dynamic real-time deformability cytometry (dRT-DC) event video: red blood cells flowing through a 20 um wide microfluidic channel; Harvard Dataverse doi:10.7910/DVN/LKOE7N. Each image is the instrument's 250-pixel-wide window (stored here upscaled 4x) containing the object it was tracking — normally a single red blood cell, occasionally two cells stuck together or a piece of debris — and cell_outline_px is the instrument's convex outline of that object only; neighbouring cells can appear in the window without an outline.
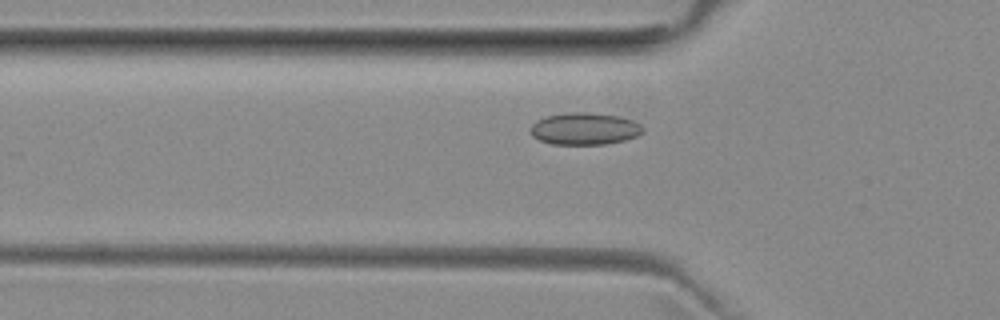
{"species": "common noctule bat (a hibernating species)", "species_latin": "Nyctalus noctula", "temperature_condition": "room temperature", "stored_images_in_passage": 43, "camera_frame_rate_fps": 3000, "um_per_image_px": 0.085, "animal": {"sex": "female", "body_mass_g": 29.2, "forearm_length_mm": 56.3}, "frame": {"image": 1, "passage_image": 8, "time_ms": 2.333, "image_size_px": [1000, 320], "cell_outline_px": [[644, 132], [636, 136], [624, 140], [608, 144], [552, 144], [540, 140], [532, 136], [528, 128], [536, 120], [548, 116], [568, 112], [584, 112], [620, 116], [632, 120], [640, 124], [644, 128]], "centroid_in_image_um": [49.68, 10.94], "position_along_channel_um": 76.1, "area_um2": 21.1}}
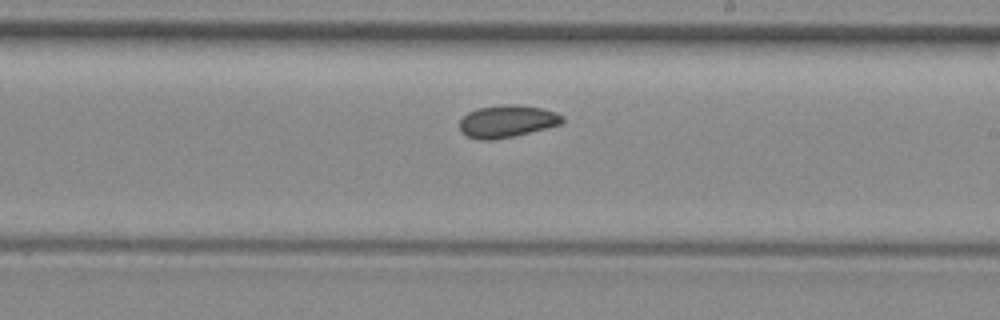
{"frame": {"image": 2, "passage_image": 21, "time_ms": 6.667, "image_size_px": [1000, 320], "cell_outline_px": [[564, 120], [560, 124], [512, 136], [492, 140], [480, 140], [468, 136], [460, 132], [460, 120], [468, 112], [476, 108], [504, 104], [516, 104], [544, 108], [556, 112], [564, 116]], "centroid_in_image_um": [43.08, 10.29], "position_along_channel_um": 245.9, "area_um2": 19.31}}
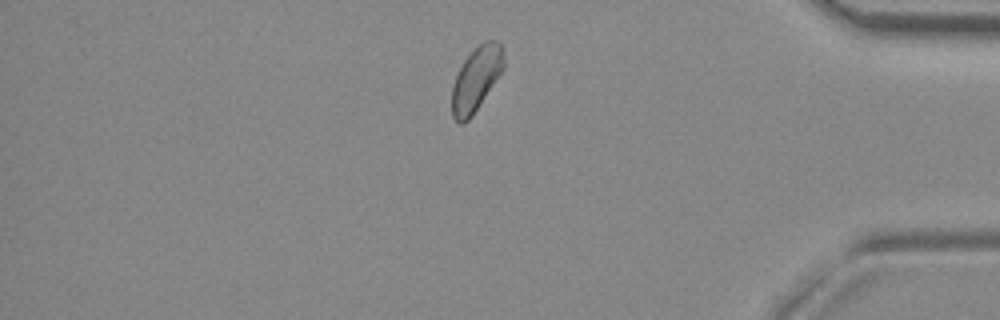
{"frame": {"image": 3, "passage_image": 35, "time_ms": 11.333, "image_size_px": [1000, 320], "cell_outline_px": [[504, 68], [472, 116], [464, 124], [460, 124], [452, 116], [452, 84], [464, 60], [484, 40], [496, 40], [504, 48]], "centroid_in_image_um": [40.48, 6.71], "position_along_channel_um": 394.7, "area_um2": 19.25}, "authors_computed_cell_mechanics": {"area_um2": 19.363, "velocity_mm_per_s": 3.9216, "shape_relaxation_time_tau1_ms": null, "shape_relaxation_time_tau2_ms": 5.1707, "deformation_change_tau1": null, "deformation_change_tau2": 0.0837}}